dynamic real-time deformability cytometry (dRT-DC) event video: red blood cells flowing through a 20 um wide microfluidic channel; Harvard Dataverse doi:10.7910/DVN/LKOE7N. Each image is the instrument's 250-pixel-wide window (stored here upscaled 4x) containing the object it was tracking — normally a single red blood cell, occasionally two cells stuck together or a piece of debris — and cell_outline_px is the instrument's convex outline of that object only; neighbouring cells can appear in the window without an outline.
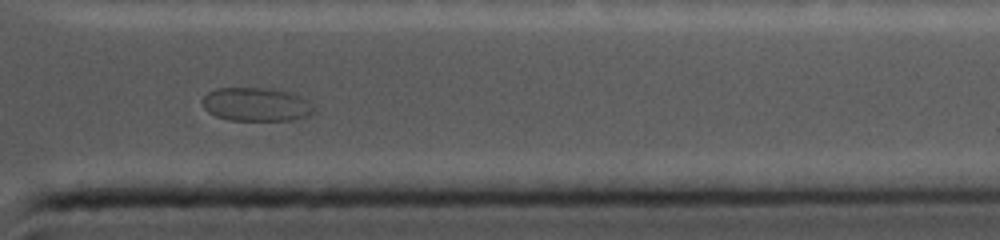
{"species": "common noctule bat (a hibernating species)", "species_latin": "Nyctalus noctula", "temperature_condition": "cold", "stored_images_in_passage": 18, "camera_frame_rate_fps": 5000, "um_per_image_px": 0.085, "animal": {"sex": "female", "body_mass_g": 19.0, "forearm_length_mm": 56.7}, "frame": {"image": 1, "passage_image": 16, "time_ms": 13.4, "image_size_px": [1000, 240], "cell_outline_px": [[316, 112], [312, 116], [292, 120], [228, 120], [216, 116], [208, 112], [204, 108], [200, 100], [208, 92], [216, 88], [272, 88], [292, 92], [308, 100], [316, 108]], "centroid_in_image_um": [21.83, 8.87], "position_along_channel_um": 389.6, "area_um2": 22.37}}
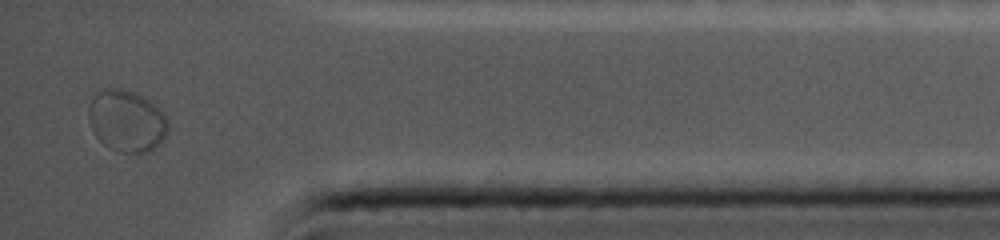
{"frame": {"image": 2, "passage_image": 18, "time_ms": 14.6, "image_size_px": [1000, 240], "cell_outline_px": [[168, 132], [148, 152], [136, 156], [120, 152], [104, 144], [92, 132], [88, 120], [88, 108], [92, 96], [96, 92], [104, 88], [124, 88], [148, 100], [168, 120]], "centroid_in_image_um": [10.71, 10.29], "position_along_channel_um": 424.5, "area_um2": 28.61}}